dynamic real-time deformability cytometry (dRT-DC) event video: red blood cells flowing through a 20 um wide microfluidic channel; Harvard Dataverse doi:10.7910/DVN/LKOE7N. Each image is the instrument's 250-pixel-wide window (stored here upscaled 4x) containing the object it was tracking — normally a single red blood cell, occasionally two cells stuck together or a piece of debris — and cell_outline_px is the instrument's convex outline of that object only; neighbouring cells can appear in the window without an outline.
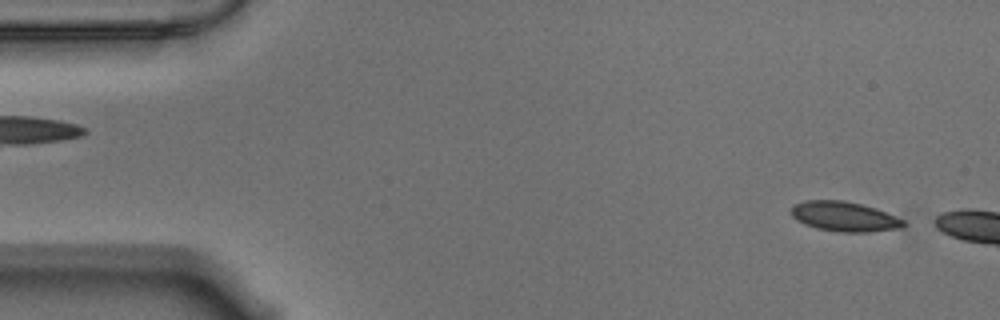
{"species": "Egyptian fruit bat (a non-hibernating species)", "species_latin": "Rousettus aegyptiacus", "temperature_condition": "warm", "stored_images_in_passage": 5, "camera_frame_rate_fps": 3000, "um_per_image_px": 0.085, "animal": {"sex": "male"}, "frame": {"image": 1, "passage_image": 2, "time_ms": 0.333, "image_size_px": [1000, 320], "cell_outline_px": [[908, 224], [900, 228], [868, 232], [840, 232], [816, 228], [804, 224], [796, 220], [792, 216], [792, 204], [804, 200], [844, 200], [876, 208], [904, 220]], "centroid_in_image_um": [71.75, 18.4], "position_along_channel_um": 13.2, "area_um2": 19.59}}